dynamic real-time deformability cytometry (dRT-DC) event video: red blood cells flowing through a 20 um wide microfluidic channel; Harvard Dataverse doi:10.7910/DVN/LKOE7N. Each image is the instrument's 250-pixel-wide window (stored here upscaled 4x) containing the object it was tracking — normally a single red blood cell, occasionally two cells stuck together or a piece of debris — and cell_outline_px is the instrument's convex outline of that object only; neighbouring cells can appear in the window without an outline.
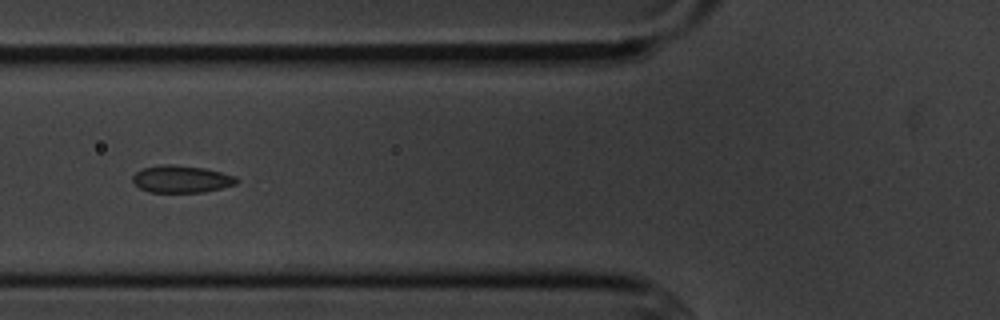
{"species": "common noctule bat (a hibernating species)", "species_latin": "Nyctalus noctula", "temperature_condition": "cold", "stored_images_in_passage": 7, "camera_frame_rate_fps": 3000, "um_per_image_px": 0.085, "animal": {"sex": "male", "body_mass_g": 20.1, "forearm_length_mm": 53.5}, "frame": {"image": 1, "passage_image": 3, "time_ms": 2.333, "image_size_px": [1000, 320], "cell_outline_px": [[240, 180], [236, 184], [204, 192], [148, 192], [140, 188], [132, 180], [132, 176], [136, 172], [144, 168], [160, 164], [172, 164], [204, 168], [236, 176]], "centroid_in_image_um": [15.42, 15.22], "position_along_channel_um": 110.4, "area_um2": 16.47}}
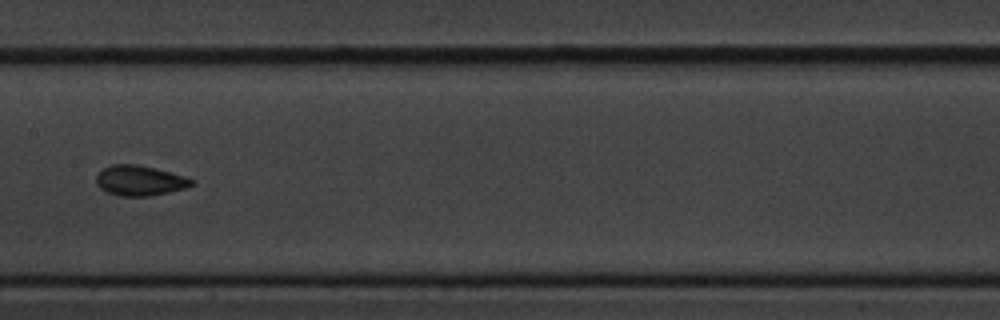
{"frame": {"image": 2, "passage_image": 5, "time_ms": 4.667, "image_size_px": [1000, 320], "cell_outline_px": [[196, 180], [192, 184], [184, 188], [168, 192], [148, 196], [120, 196], [108, 192], [100, 188], [96, 184], [96, 176], [104, 168], [112, 164], [136, 164], [184, 176]], "centroid_in_image_um": [11.85, 15.35], "position_along_channel_um": 195.6, "area_um2": 16.47}}
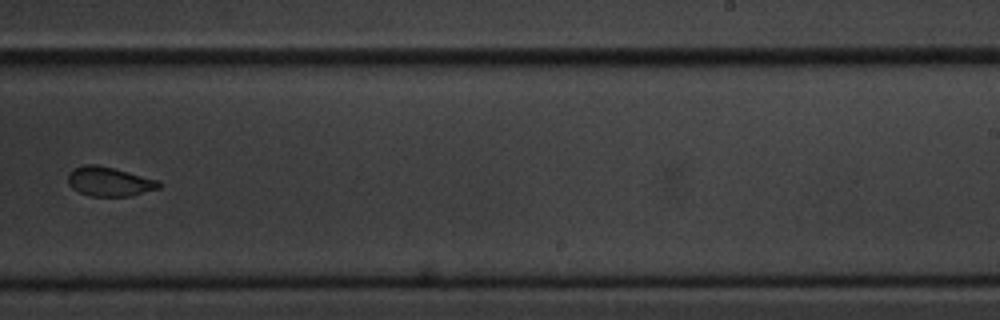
{"frame": {"image": 3, "passage_image": 7, "time_ms": 7.0, "image_size_px": [1000, 320], "cell_outline_px": [[164, 184], [160, 188], [132, 196], [88, 196], [72, 188], [68, 184], [68, 172], [72, 168], [84, 164], [96, 164], [160, 180]], "centroid_in_image_um": [9.3, 15.43], "position_along_channel_um": 279.7, "area_um2": 15.78}}